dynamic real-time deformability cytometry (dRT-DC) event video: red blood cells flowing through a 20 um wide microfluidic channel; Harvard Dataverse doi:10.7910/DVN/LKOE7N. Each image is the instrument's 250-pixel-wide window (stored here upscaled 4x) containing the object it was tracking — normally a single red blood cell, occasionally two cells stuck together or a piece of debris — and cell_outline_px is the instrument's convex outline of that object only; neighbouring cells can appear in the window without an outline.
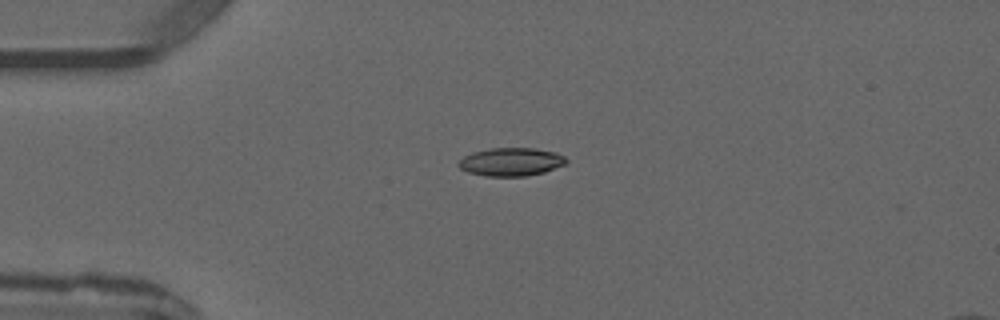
{"species": "common noctule bat (a hibernating species)", "species_latin": "Nyctalus noctula", "temperature_condition": "warm", "stored_images_in_passage": 2, "camera_frame_rate_fps": 3000, "um_per_image_px": 0.085, "animal": {"sex": "male", "forearm_length_mm": 52.5}, "frame": {"image": 1, "passage_image": 1, "time_ms": 0.0, "image_size_px": [1000, 320], "cell_outline_px": [[568, 160], [564, 164], [544, 172], [524, 176], [484, 176], [468, 172], [460, 168], [456, 164], [464, 156], [472, 152], [488, 148], [536, 148], [556, 152], [564, 156]], "centroid_in_image_um": [43.42, 13.75], "position_along_channel_um": 41.6, "area_um2": 17.74}}